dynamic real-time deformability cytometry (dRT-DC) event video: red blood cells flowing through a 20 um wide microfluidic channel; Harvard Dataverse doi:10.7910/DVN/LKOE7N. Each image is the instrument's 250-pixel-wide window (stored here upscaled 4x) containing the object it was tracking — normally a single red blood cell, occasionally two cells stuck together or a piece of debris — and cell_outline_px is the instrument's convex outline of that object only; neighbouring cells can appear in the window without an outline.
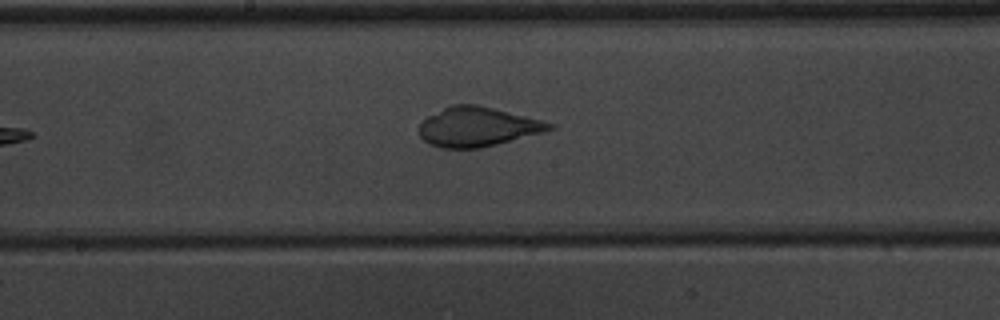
{"species": "common noctule bat (a hibernating species)", "species_latin": "Nyctalus noctula", "temperature_condition": "warm", "stored_images_in_passage": 7, "camera_frame_rate_fps": 3000, "um_per_image_px": 0.085, "animal": {"sex": "male", "body_mass_g": 20.1, "forearm_length_mm": 53.5}, "frame": {"image": 1, "passage_image": 7, "time_ms": 7.0, "image_size_px": [1000, 320], "cell_outline_px": [[556, 128], [544, 132], [480, 148], [440, 148], [428, 144], [420, 136], [420, 120], [452, 104], [476, 104], [556, 124]], "centroid_in_image_um": [40.57, 10.78], "position_along_channel_um": 207.6, "area_um2": 29.71}}